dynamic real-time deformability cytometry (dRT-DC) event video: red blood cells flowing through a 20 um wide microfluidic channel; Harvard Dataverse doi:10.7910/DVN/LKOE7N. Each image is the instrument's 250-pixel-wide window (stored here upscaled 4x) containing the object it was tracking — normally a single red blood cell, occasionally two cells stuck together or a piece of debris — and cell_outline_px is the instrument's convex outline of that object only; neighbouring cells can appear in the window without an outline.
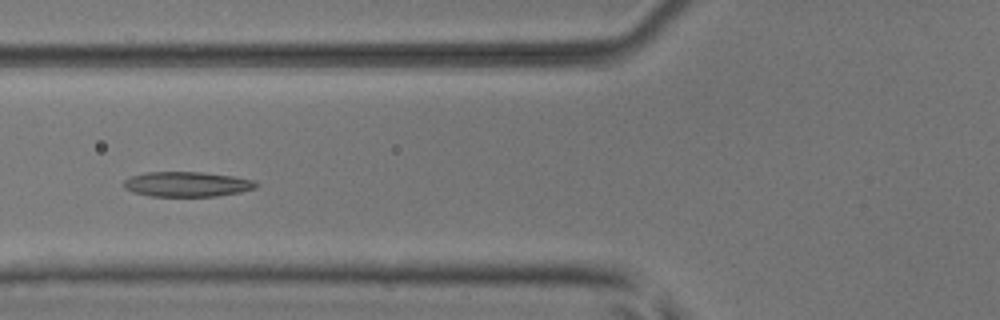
{"species": "common noctule bat (a hibernating species)", "species_latin": "Nyctalus noctula", "temperature_condition": "room temperature", "stored_images_in_passage": 16, "camera_frame_rate_fps": 3000, "um_per_image_px": 0.085, "animal": {"sex": "male", "body_mass_g": 17.9, "forearm_length_mm": 54.2}, "frame": {"image": 1, "passage_image": 7, "time_ms": 2.0, "image_size_px": [1000, 320], "cell_outline_px": [[260, 184], [256, 188], [240, 192], [216, 196], [148, 196], [132, 192], [124, 188], [124, 180], [132, 176], [148, 172], [200, 172], [232, 176], [252, 180]], "centroid_in_image_um": [15.89, 15.66], "position_along_channel_um": 109.9, "area_um2": 19.19}}
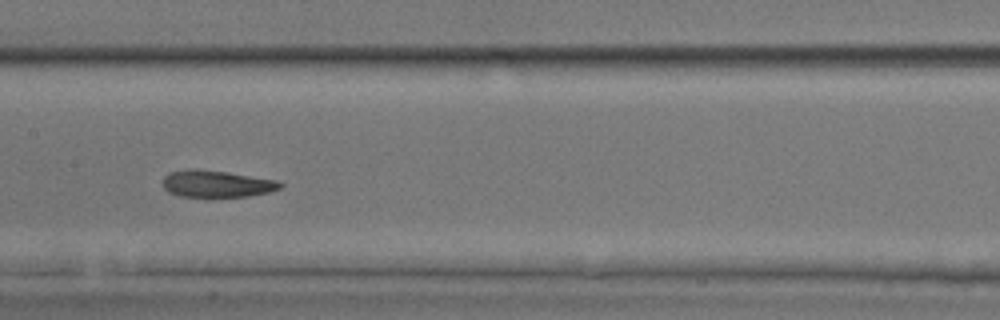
{"frame": {"image": 2, "passage_image": 13, "time_ms": 4.0, "image_size_px": [1000, 320], "cell_outline_px": [[284, 184], [280, 188], [268, 192], [248, 196], [180, 196], [168, 192], [164, 188], [164, 176], [168, 172], [192, 168], [196, 168], [228, 172], [276, 180]], "centroid_in_image_um": [18.39, 15.6], "position_along_channel_um": 189.0, "area_um2": 18.26}}